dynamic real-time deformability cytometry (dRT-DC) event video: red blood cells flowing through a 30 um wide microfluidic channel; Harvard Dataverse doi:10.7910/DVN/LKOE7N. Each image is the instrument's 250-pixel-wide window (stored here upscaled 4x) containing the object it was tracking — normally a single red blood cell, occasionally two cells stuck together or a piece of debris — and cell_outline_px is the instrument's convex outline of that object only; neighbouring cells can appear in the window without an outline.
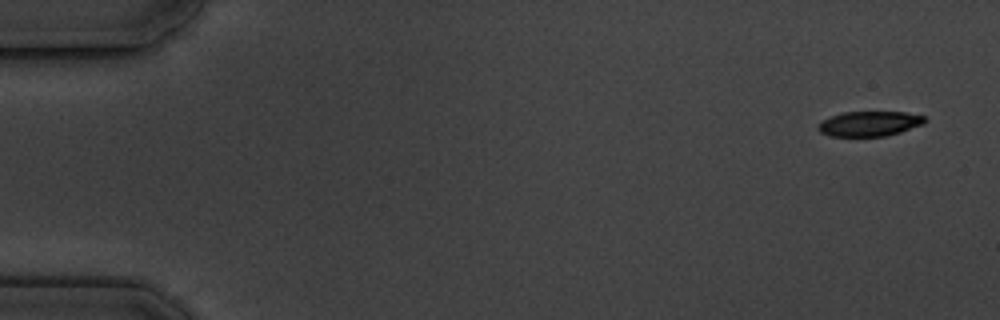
{"species": "common noctule bat (a hibernating species)", "species_latin": "Nyctalus noctula", "temperature_condition": "cold", "stored_images_in_passage": 5, "camera_frame_rate_fps": 3000, "um_per_image_px": 0.085, "animal": {"sex": "male", "body_mass_g": 19.5, "forearm_length_mm": 54.6}, "frame": {"image": 1, "passage_image": 1, "time_ms": 0.0, "image_size_px": [1000, 320], "cell_outline_px": [[928, 120], [924, 124], [900, 132], [884, 136], [832, 136], [820, 132], [816, 128], [820, 120], [840, 112], [904, 112], [924, 116]], "centroid_in_image_um": [73.87, 10.5], "position_along_channel_um": 11.1, "area_um2": 15.66}}